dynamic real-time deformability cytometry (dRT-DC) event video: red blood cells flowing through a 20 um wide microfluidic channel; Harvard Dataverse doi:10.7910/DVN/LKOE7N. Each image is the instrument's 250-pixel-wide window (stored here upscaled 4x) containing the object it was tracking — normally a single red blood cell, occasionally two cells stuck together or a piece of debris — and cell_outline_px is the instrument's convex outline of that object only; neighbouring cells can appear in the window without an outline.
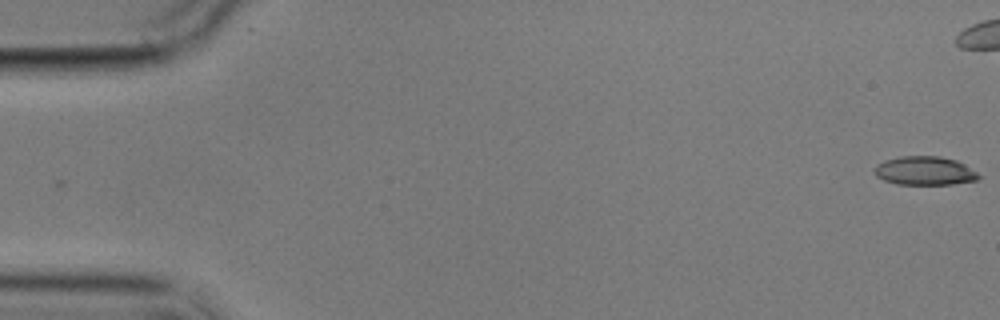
{"species": "common noctule bat (a hibernating species)", "species_latin": "Nyctalus noctula", "temperature_condition": "cold", "stored_images_in_passage": 2, "camera_frame_rate_fps": 3000, "um_per_image_px": 0.085, "animal": {"sex": "male", "body_mass_g": 17.9}, "frame": {"image": 1, "passage_image": 2, "time_ms": 1.0, "image_size_px": [1000, 320], "cell_outline_px": [[980, 176], [976, 180], [952, 184], [896, 184], [884, 180], [876, 176], [872, 172], [872, 168], [876, 164], [884, 160], [900, 156], [940, 156], [956, 160], [964, 164], [976, 172]], "centroid_in_image_um": [78.53, 14.51], "position_along_channel_um": 6.5, "area_um2": 17.51}}